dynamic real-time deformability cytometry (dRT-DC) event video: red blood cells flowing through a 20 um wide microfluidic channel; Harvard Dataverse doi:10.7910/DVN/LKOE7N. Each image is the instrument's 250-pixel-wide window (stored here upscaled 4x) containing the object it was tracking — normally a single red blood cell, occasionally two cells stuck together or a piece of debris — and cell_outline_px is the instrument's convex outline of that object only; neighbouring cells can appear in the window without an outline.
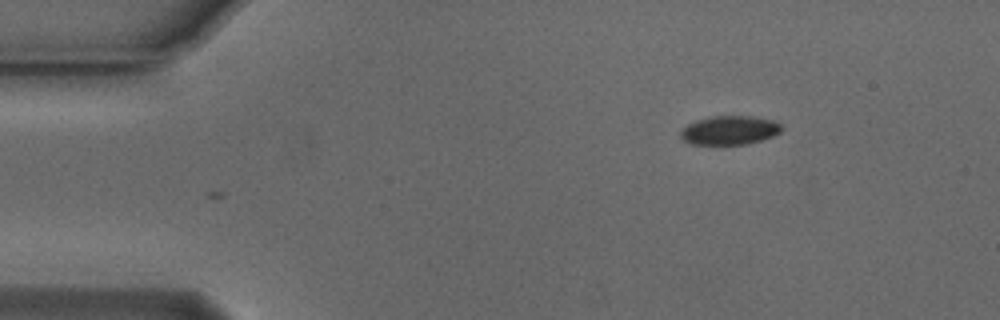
{"species": "Egyptian fruit bat (a non-hibernating species)", "species_latin": "Rousettus aegyptiacus", "temperature_condition": "cold", "stored_images_in_passage": 2, "camera_frame_rate_fps": 3000, "um_per_image_px": 0.085, "animal": {"sex": "male"}, "frame": {"image": 1, "passage_image": 2, "time_ms": 0.333, "image_size_px": [1000, 320], "cell_outline_px": [[784, 128], [780, 132], [772, 136], [748, 144], [688, 144], [680, 136], [680, 132], [688, 124], [696, 120], [712, 116], [748, 116], [776, 120]], "centroid_in_image_um": [62.03, 11.07], "position_along_channel_um": 23.0, "area_um2": 16.99}}